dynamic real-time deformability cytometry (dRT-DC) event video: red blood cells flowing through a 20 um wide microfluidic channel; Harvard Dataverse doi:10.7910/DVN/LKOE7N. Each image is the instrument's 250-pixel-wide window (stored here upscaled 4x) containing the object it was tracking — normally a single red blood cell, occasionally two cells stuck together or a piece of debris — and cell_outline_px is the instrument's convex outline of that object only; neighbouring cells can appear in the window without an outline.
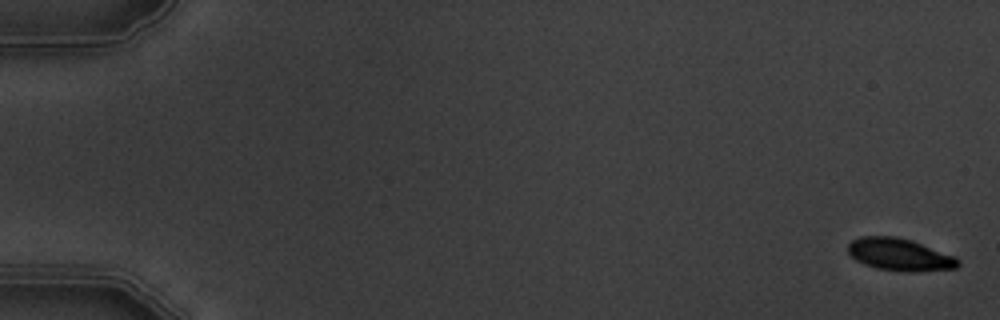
{"species": "common noctule bat (a hibernating species)", "species_latin": "Nyctalus noctula", "temperature_condition": "warm", "stored_images_in_passage": 5, "camera_frame_rate_fps": 3000, "um_per_image_px": 0.085, "animal": {"sex": "male", "body_mass_g": 19.5, "forearm_length_mm": 54.6}, "frame": {"image": 1, "passage_image": 1, "time_ms": 0.0, "image_size_px": [1000, 320], "cell_outline_px": [[960, 264], [956, 268], [908, 272], [876, 268], [864, 264], [856, 260], [848, 252], [848, 244], [852, 240], [860, 236], [896, 236], [912, 240], [956, 256], [960, 260]], "centroid_in_image_um": [76.48, 21.63], "position_along_channel_um": 8.5, "area_um2": 20.81}}
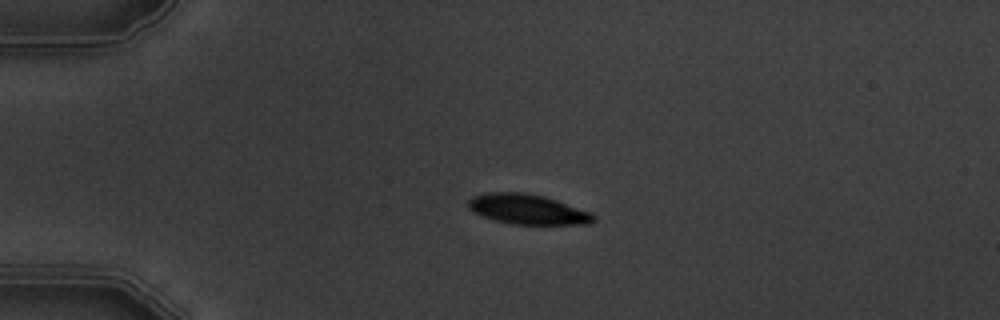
{"frame": {"image": 2, "passage_image": 4, "time_ms": 4.333, "image_size_px": [1000, 320], "cell_outline_px": [[596, 220], [592, 224], [512, 224], [496, 220], [472, 212], [468, 208], [468, 200], [472, 196], [484, 192], [524, 192], [544, 196], [592, 212], [596, 216]], "centroid_in_image_um": [44.86, 17.78], "position_along_channel_um": 40.1, "area_um2": 22.08}}